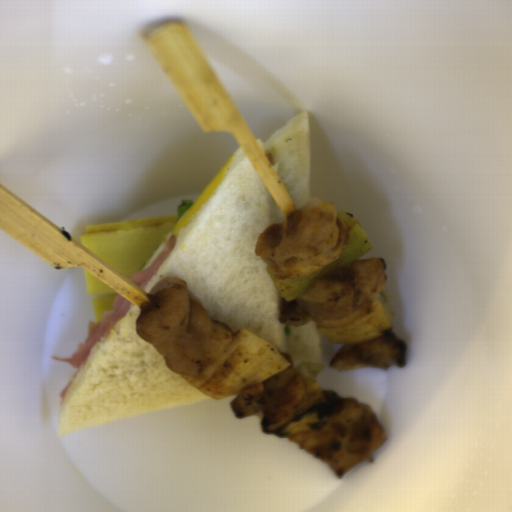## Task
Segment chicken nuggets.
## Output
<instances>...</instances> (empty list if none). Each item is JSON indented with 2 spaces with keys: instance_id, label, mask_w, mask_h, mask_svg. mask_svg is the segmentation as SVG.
I'll return each instance as SVG.
<instances>
[{
  "instance_id": "3",
  "label": "chicken nuggets",
  "mask_w": 512,
  "mask_h": 512,
  "mask_svg": "<svg viewBox=\"0 0 512 512\" xmlns=\"http://www.w3.org/2000/svg\"><path fill=\"white\" fill-rule=\"evenodd\" d=\"M349 235L334 203L311 198L265 227L255 252L274 270V279H302L338 259L347 250Z\"/></svg>"
},
{
  "instance_id": "2",
  "label": "chicken nuggets",
  "mask_w": 512,
  "mask_h": 512,
  "mask_svg": "<svg viewBox=\"0 0 512 512\" xmlns=\"http://www.w3.org/2000/svg\"><path fill=\"white\" fill-rule=\"evenodd\" d=\"M277 437L325 462L342 479L386 441L383 425L369 404L325 390L322 401L277 432Z\"/></svg>"
},
{
  "instance_id": "6",
  "label": "chicken nuggets",
  "mask_w": 512,
  "mask_h": 512,
  "mask_svg": "<svg viewBox=\"0 0 512 512\" xmlns=\"http://www.w3.org/2000/svg\"><path fill=\"white\" fill-rule=\"evenodd\" d=\"M407 343L392 330L366 342L344 344L332 357L329 367L350 371L363 367L404 368Z\"/></svg>"
},
{
  "instance_id": "1",
  "label": "chicken nuggets",
  "mask_w": 512,
  "mask_h": 512,
  "mask_svg": "<svg viewBox=\"0 0 512 512\" xmlns=\"http://www.w3.org/2000/svg\"><path fill=\"white\" fill-rule=\"evenodd\" d=\"M140 306L136 334L149 342L172 371L201 377L232 345L229 325L211 320L208 309L184 279L166 277Z\"/></svg>"
},
{
  "instance_id": "5",
  "label": "chicken nuggets",
  "mask_w": 512,
  "mask_h": 512,
  "mask_svg": "<svg viewBox=\"0 0 512 512\" xmlns=\"http://www.w3.org/2000/svg\"><path fill=\"white\" fill-rule=\"evenodd\" d=\"M280 354L289 363L288 367L277 375L241 389L231 401L236 418L245 419L259 414L262 419L280 423L303 400L308 390L307 383L296 372L292 354Z\"/></svg>"
},
{
  "instance_id": "4",
  "label": "chicken nuggets",
  "mask_w": 512,
  "mask_h": 512,
  "mask_svg": "<svg viewBox=\"0 0 512 512\" xmlns=\"http://www.w3.org/2000/svg\"><path fill=\"white\" fill-rule=\"evenodd\" d=\"M387 268L382 258L358 259L338 267L312 283L302 296L291 299L279 323L300 327L333 322L360 311L388 285Z\"/></svg>"
}]
</instances>
